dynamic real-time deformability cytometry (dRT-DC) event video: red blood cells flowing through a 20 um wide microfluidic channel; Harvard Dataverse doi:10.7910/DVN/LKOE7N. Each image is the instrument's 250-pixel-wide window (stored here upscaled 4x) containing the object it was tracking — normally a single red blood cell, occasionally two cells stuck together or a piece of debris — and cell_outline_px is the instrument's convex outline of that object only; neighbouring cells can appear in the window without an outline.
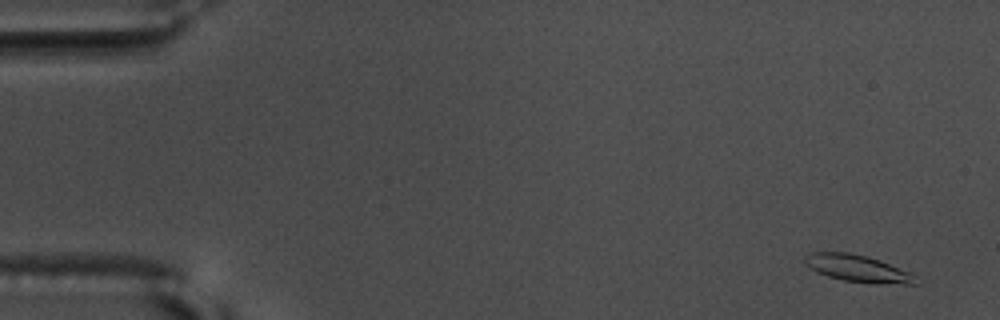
{"species": "common noctule bat (a hibernating species)", "species_latin": "Nyctalus noctula", "temperature_condition": "warm", "stored_images_in_passage": 58, "camera_frame_rate_fps": 3000, "um_per_image_px": 0.085, "animal": {"sex": "male", "body_mass_g": 17.5, "forearm_length_mm": 52.3}, "frame": {"image": 1, "passage_image": 3, "time_ms": 0.667, "image_size_px": [1000, 320], "cell_outline_px": [[920, 284], [872, 284], [844, 280], [828, 276], [816, 272], [804, 264], [804, 256], [812, 252], [848, 252], [868, 256], [880, 260], [908, 272], [916, 276]], "centroid_in_image_um": [72.91, 22.83], "position_along_channel_um": 12.1, "area_um2": 17.63}}
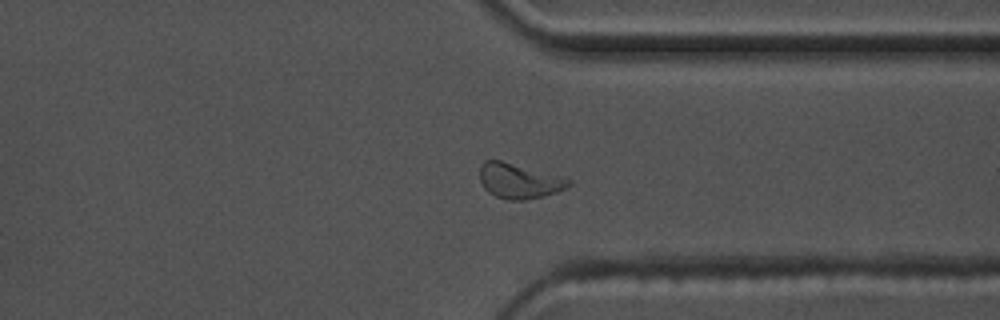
{"frame": {"image": 2, "passage_image": 44, "time_ms": 14.333, "image_size_px": [1000, 320], "cell_outline_px": [[572, 184], [556, 192], [544, 196], [524, 200], [508, 200], [496, 196], [488, 192], [484, 188], [480, 180], [480, 164], [484, 160], [500, 160], [572, 180]], "centroid_in_image_um": [44.07, 15.39], "position_along_channel_um": 367.3, "area_um2": 17.86}}
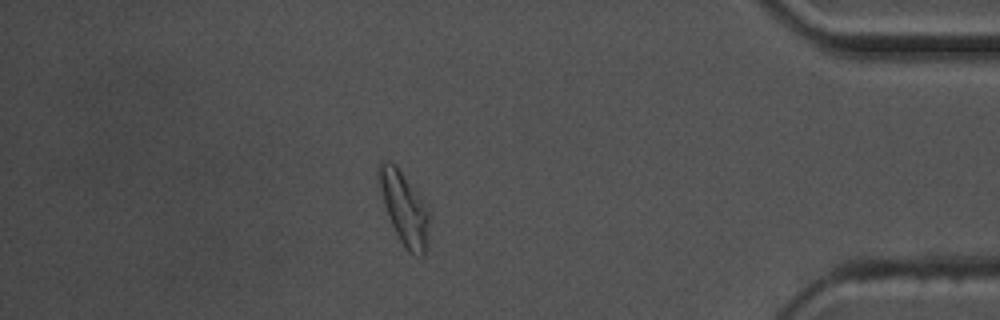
{"frame": {"image": 3, "passage_image": 50, "time_ms": 16.333, "image_size_px": [1000, 320], "cell_outline_px": [[428, 224], [424, 256], [420, 256], [408, 252], [400, 240], [392, 224], [384, 204], [376, 172], [380, 160], [388, 160], [396, 164], [428, 212]], "centroid_in_image_um": [34.29, 17.66], "position_along_channel_um": 400.9, "area_um2": 20.35}}